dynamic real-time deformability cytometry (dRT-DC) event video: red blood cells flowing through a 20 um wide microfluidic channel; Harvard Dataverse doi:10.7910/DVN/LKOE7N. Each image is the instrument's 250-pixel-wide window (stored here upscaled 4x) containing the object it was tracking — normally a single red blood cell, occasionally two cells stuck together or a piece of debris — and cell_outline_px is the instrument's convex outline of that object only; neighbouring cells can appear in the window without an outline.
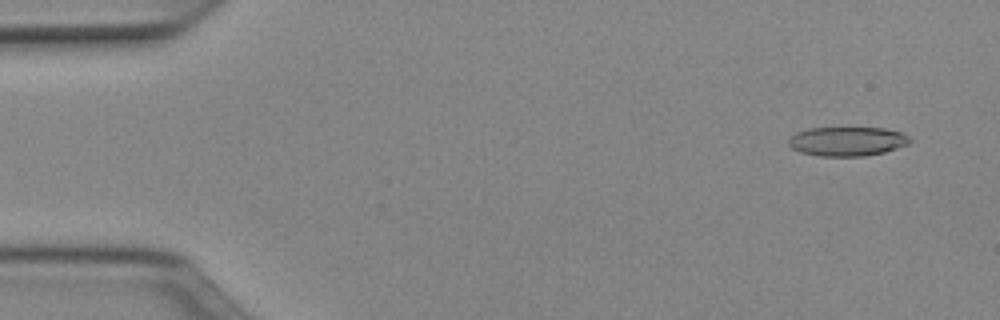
{"species": "Egyptian fruit bat (a non-hibernating species)", "species_latin": "Rousettus aegyptiacus", "temperature_condition": "cold", "stored_images_in_passage": 50, "camera_frame_rate_fps": 3000, "um_per_image_px": 0.085, "animal": {"sex": "female"}, "frame": {"image": 1, "passage_image": 3, "time_ms": 0.667, "image_size_px": [1000, 320], "cell_outline_px": [[912, 140], [908, 144], [884, 152], [864, 156], [820, 156], [800, 152], [792, 148], [788, 144], [788, 140], [796, 132], [808, 128], [884, 128], [900, 132], [908, 136]], "centroid_in_image_um": [72.0, 12.01], "position_along_channel_um": 13.0, "area_um2": 20.58}}
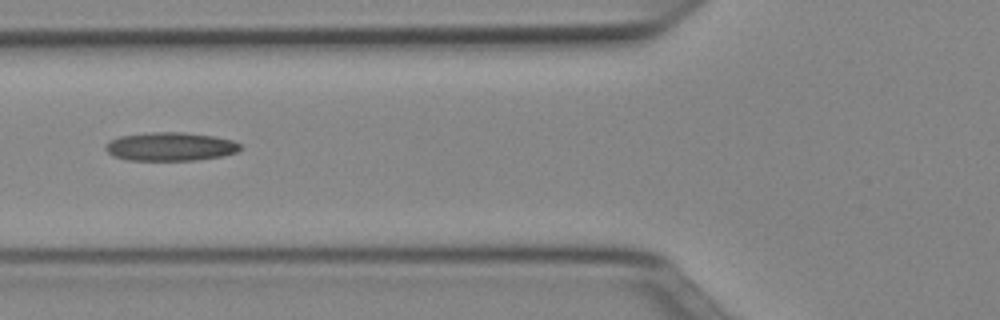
{"frame": {"image": 2, "passage_image": 19, "time_ms": 6.0, "image_size_px": [1000, 320], "cell_outline_px": [[240, 148], [236, 152], [220, 156], [196, 160], [128, 160], [112, 156], [104, 148], [104, 144], [120, 136], [152, 132], [184, 132], [212, 136], [232, 140], [240, 144]], "centroid_in_image_um": [14.44, 12.46], "position_along_channel_um": 111.4, "area_um2": 22.25}}
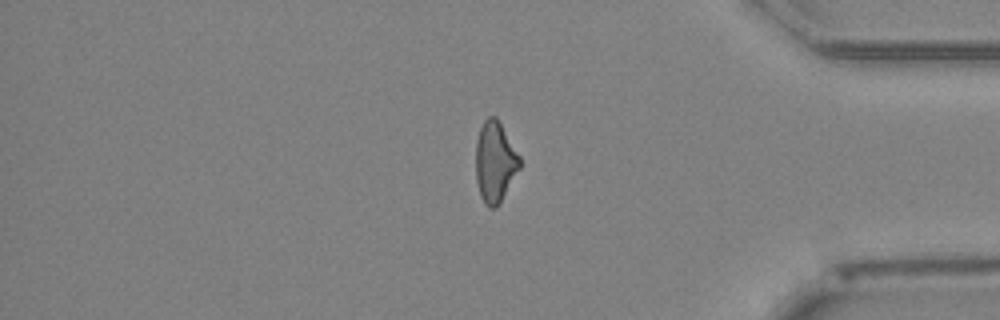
{"frame": {"image": 3, "passage_image": 42, "time_ms": 13.667, "image_size_px": [1000, 320], "cell_outline_px": [[520, 168], [496, 208], [488, 208], [484, 204], [480, 196], [476, 180], [476, 140], [480, 128], [484, 120], [488, 116], [496, 116], [520, 156]], "centroid_in_image_um": [42.06, 13.76], "position_along_channel_um": 393.1, "area_um2": 20.63}, "authors_computed_cell_mechanics": {"area_um2": 21.1548, "velocity_mm_per_s": 4.0019, "shape_relaxation_time_tau1_ms": null, "shape_relaxation_time_tau2_ms": 2.5424, "deformation_change_tau1": null, "deformation_change_tau2": 0.1202}}